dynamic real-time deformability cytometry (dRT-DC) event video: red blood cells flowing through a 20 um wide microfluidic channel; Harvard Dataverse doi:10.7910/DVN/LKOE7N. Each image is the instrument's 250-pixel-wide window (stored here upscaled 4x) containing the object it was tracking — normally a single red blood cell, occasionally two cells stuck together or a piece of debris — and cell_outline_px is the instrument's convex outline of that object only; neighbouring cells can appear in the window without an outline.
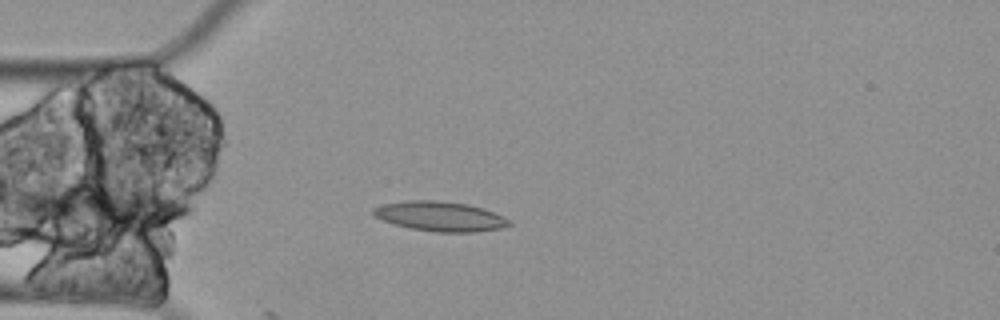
{"species": "Egyptian fruit bat (a non-hibernating species)", "species_latin": "Rousettus aegyptiacus", "temperature_condition": "cold", "stored_images_in_passage": 4, "camera_frame_rate_fps": 3000, "um_per_image_px": 0.085, "animal": {"sex": "female"}, "frame": {"image": 1, "passage_image": 4, "time_ms": 1.0, "image_size_px": [1000, 320], "cell_outline_px": [[512, 224], [500, 228], [472, 232], [436, 232], [412, 228], [380, 220], [372, 216], [372, 208], [384, 204], [408, 200], [436, 200], [468, 204], [484, 208], [504, 216], [512, 220]], "centroid_in_image_um": [37.41, 18.38], "position_along_channel_um": 47.6, "area_um2": 23.64}}